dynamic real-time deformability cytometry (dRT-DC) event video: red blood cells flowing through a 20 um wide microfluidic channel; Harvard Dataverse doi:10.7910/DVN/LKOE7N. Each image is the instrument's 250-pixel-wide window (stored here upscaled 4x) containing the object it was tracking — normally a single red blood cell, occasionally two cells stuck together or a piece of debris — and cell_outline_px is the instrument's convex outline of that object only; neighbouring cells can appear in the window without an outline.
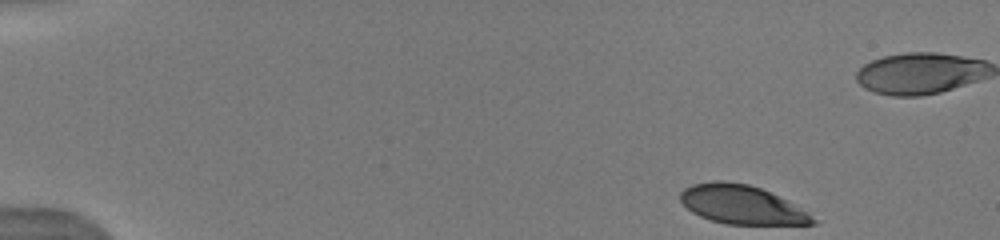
{"species": "human", "species_latin": "Homo sapiens", "temperature_condition": "warm", "stored_images_in_passage": 11, "camera_frame_rate_fps": 3000, "um_per_image_px": 0.085, "donor": {"sex": "male"}, "frame": {"image": 1, "passage_image": 1, "time_ms": 0.0, "image_size_px": [1000, 240], "cell_outline_px": [[820, 220], [816, 224], [728, 224], [712, 220], [700, 216], [692, 212], [680, 200], [680, 192], [684, 188], [692, 184], [712, 180], [724, 180], [748, 184], [760, 188], [808, 212]], "centroid_in_image_um": [63.03, 17.39], "position_along_channel_um": 22.0, "area_um2": 29.71}}
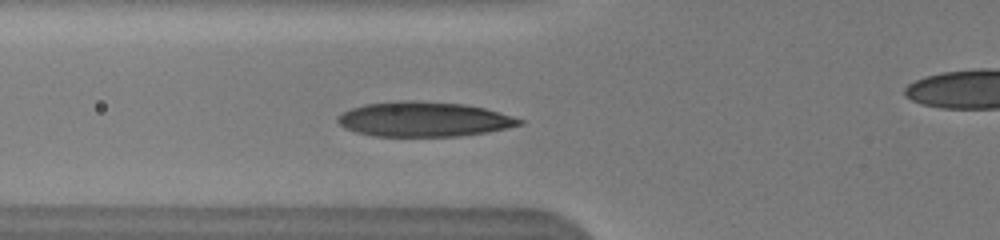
{"frame": {"image": 2, "passage_image": 8, "time_ms": 4.667, "image_size_px": [1000, 240], "cell_outline_px": [[524, 124], [488, 132], [460, 136], [372, 136], [356, 132], [344, 128], [336, 120], [344, 112], [352, 108], [364, 104], [396, 100], [412, 100], [464, 104], [484, 108], [512, 116], [524, 120]], "centroid_in_image_um": [36.03, 10.13], "position_along_channel_um": 89.8, "area_um2": 36.88}}